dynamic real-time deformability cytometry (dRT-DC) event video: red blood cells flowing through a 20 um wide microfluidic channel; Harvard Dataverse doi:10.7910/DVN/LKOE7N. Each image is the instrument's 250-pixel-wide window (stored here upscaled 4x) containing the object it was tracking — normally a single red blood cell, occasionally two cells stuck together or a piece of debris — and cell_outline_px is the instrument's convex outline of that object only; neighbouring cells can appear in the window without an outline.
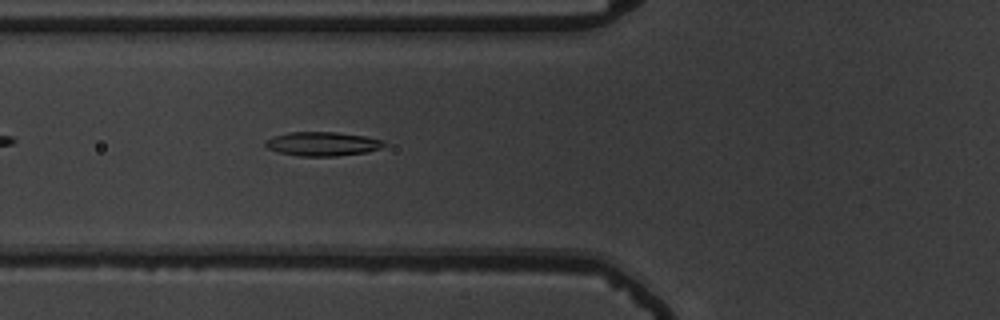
{"species": "common noctule bat (a hibernating species)", "species_latin": "Nyctalus noctula", "temperature_condition": "warm", "stored_images_in_passage": 41, "camera_frame_rate_fps": 3000, "um_per_image_px": 0.085, "animal": {"sex": "male", "body_mass_g": 19.5, "forearm_length_mm": 54.6}, "frame": {"image": 1, "passage_image": 7, "time_ms": 2.0, "image_size_px": [1000, 320], "cell_outline_px": [[388, 144], [380, 148], [368, 152], [336, 156], [300, 156], [276, 152], [268, 148], [264, 144], [264, 140], [272, 136], [288, 132], [336, 132], [364, 136], [384, 140]], "centroid_in_image_um": [27.39, 12.23], "position_along_channel_um": 98.4, "area_um2": 16.82}}
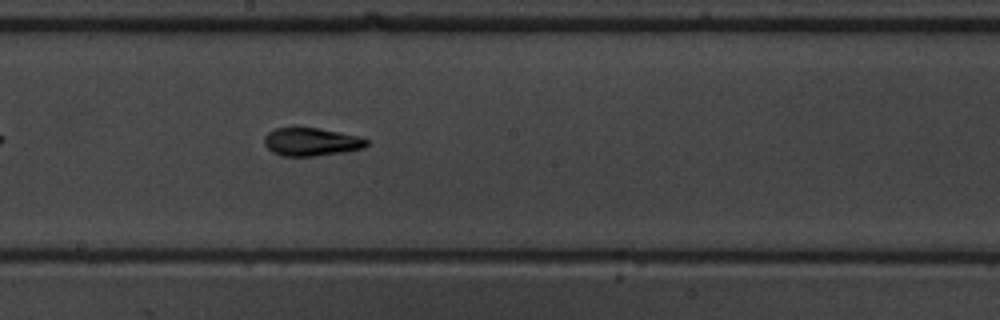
{"frame": {"image": 2, "passage_image": 17, "time_ms": 5.333, "image_size_px": [1000, 320], "cell_outline_px": [[368, 144], [364, 148], [344, 152], [316, 156], [280, 156], [272, 152], [264, 144], [264, 136], [268, 132], [276, 128], [320, 128], [360, 136], [368, 140]], "centroid_in_image_um": [26.47, 12.06], "position_along_channel_um": 221.7, "area_um2": 16.88}}
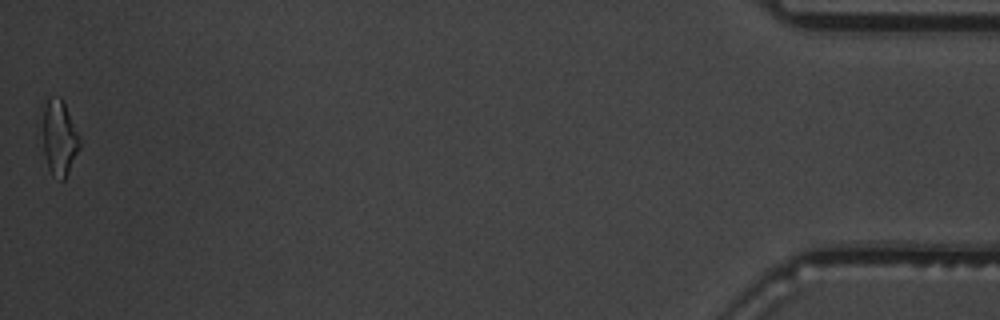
{"frame": {"image": 3, "passage_image": 41, "time_ms": 13.333, "image_size_px": [1000, 320], "cell_outline_px": [[80, 148], [64, 180], [60, 180], [52, 176], [48, 168], [44, 152], [40, 104], [48, 100], [60, 96], [80, 136]], "centroid_in_image_um": [5.0, 11.69], "position_along_channel_um": 430.2, "area_um2": 16.59}, "authors_computed_cell_mechanics": {"area_um2": 16.5886, "velocity_mm_per_s": 3.7001, "shape_relaxation_time_tau1_ms": 4.8853, "shape_relaxation_time_tau2_ms": 1.8458, "deformation_change_tau1": 0.1598, "deformation_change_tau2": 0.0863}}